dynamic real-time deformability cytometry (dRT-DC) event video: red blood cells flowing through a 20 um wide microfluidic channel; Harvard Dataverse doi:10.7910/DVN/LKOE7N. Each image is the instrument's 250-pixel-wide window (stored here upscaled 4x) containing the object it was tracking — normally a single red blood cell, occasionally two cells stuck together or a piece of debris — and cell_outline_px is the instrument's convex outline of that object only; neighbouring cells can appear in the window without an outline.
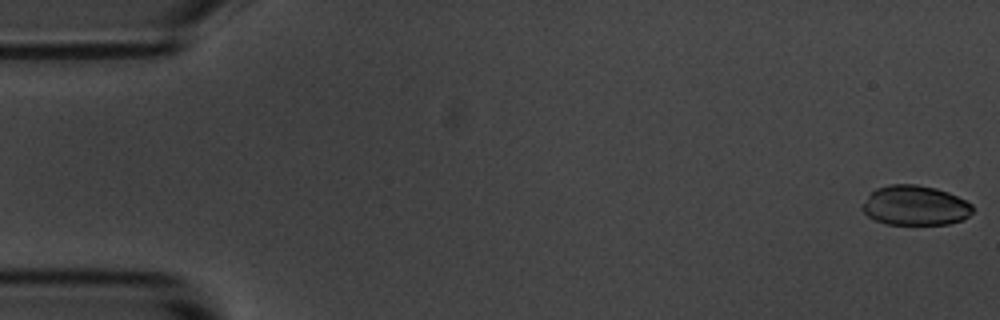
{"species": "common noctule bat (a hibernating species)", "species_latin": "Nyctalus noctula", "temperature_condition": "room temperature", "stored_images_in_passage": 3, "camera_frame_rate_fps": 3000, "um_per_image_px": 0.085, "animal": {"sex": "male", "body_mass_g": 20.1, "forearm_length_mm": 53.5}, "frame": {"image": 1, "passage_image": 1, "time_ms": 0.0, "image_size_px": [1000, 320], "cell_outline_px": [[972, 212], [964, 220], [948, 224], [884, 224], [868, 216], [860, 208], [868, 196], [876, 188], [892, 184], [916, 184], [936, 188], [948, 192], [972, 204]], "centroid_in_image_um": [77.78, 17.47], "position_along_channel_um": 7.2, "area_um2": 25.55}}